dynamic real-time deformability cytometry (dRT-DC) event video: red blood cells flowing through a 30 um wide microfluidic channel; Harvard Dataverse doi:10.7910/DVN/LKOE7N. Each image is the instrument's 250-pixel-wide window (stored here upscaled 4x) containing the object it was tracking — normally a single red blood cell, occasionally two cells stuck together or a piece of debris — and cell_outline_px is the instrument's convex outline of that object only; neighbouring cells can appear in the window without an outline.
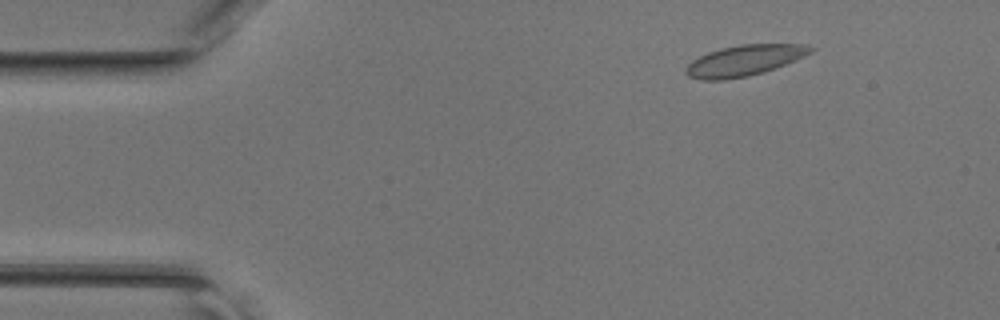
{"species": "common noctule bat (a hibernating species)", "species_latin": "Nyctalus noctula", "temperature_condition": "room temperature", "stored_images_in_passage": 46, "camera_frame_rate_fps": 3000, "um_per_image_px": 0.085, "animal": {"sex": "female", "body_mass_g": 17.0, "forearm_length_mm": 48.0}, "frame": {"image": 1, "passage_image": 6, "time_ms": 1.667, "image_size_px": [1000, 320], "cell_outline_px": [[816, 48], [812, 52], [804, 56], [764, 72], [748, 76], [724, 80], [704, 80], [688, 76], [684, 72], [684, 68], [692, 60], [708, 52], [720, 48], [740, 44], [808, 44]], "centroid_in_image_um": [63.25, 5.13], "position_along_channel_um": 21.7, "area_um2": 22.43}}
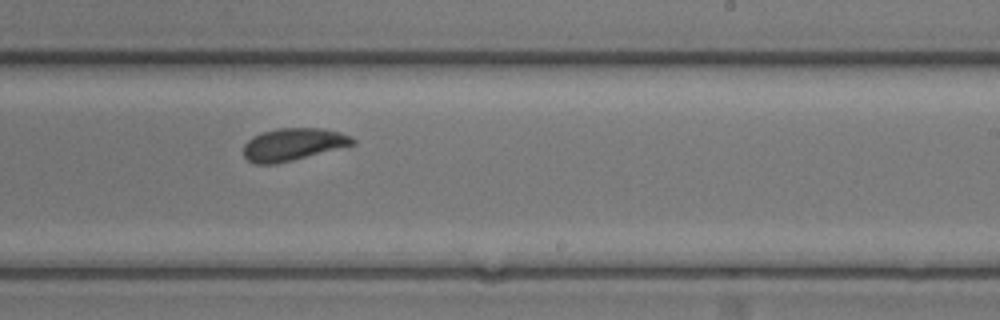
{"frame": {"image": 2, "passage_image": 28, "time_ms": 9.0, "image_size_px": [1000, 320], "cell_outline_px": [[356, 144], [276, 164], [256, 164], [248, 160], [244, 156], [244, 144], [252, 136], [260, 132], [276, 128], [324, 128], [340, 132], [352, 136], [356, 140]], "centroid_in_image_um": [24.92, 12.26], "position_along_channel_um": 264.1, "area_um2": 20.75}}
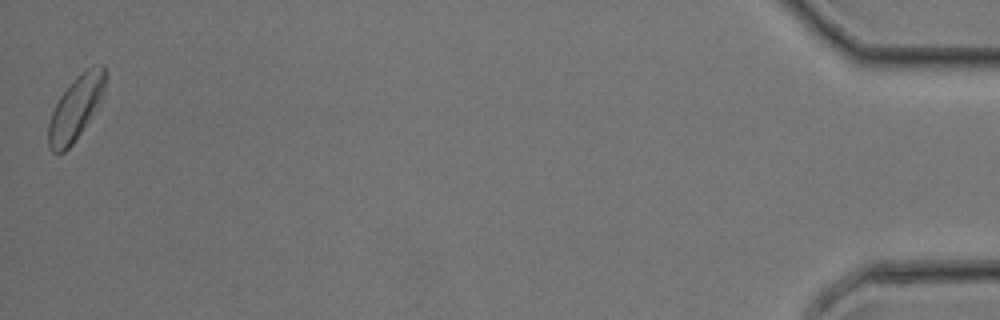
{"frame": {"image": 3, "passage_image": 46, "time_ms": 15.0, "image_size_px": [1000, 320], "cell_outline_px": [[108, 76], [104, 88], [96, 108], [92, 116], [72, 144], [64, 152], [52, 152], [48, 148], [48, 124], [52, 112], [60, 96], [72, 80], [76, 76], [88, 68], [100, 64], [104, 64], [108, 72]], "centroid_in_image_um": [6.45, 9.15], "position_along_channel_um": 428.8, "area_um2": 21.04}}